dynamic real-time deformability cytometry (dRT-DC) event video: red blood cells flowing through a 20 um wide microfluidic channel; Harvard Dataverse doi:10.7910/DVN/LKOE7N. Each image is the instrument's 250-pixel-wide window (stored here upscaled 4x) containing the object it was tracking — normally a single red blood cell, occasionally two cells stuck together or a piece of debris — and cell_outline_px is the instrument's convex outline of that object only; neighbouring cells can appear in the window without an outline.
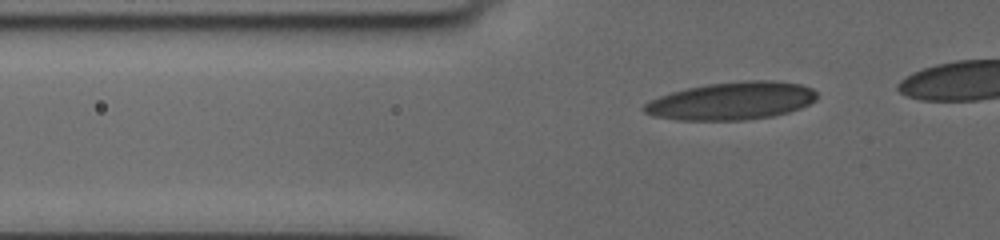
{"species": "human", "species_latin": "Homo sapiens", "temperature_condition": "cold", "stored_images_in_passage": 50, "camera_frame_rate_fps": 3000, "um_per_image_px": 0.085, "donor": {"sex": "female"}, "frame": {"image": 1, "passage_image": 18, "time_ms": 5.667, "image_size_px": [1000, 240], "cell_outline_px": [[816, 100], [800, 108], [788, 112], [772, 116], [744, 120], [676, 120], [652, 116], [644, 112], [640, 108], [648, 100], [672, 92], [688, 88], [708, 84], [748, 80], [776, 80], [800, 84], [812, 88], [816, 92]], "centroid_in_image_um": [62.16, 8.58], "position_along_channel_um": 63.6, "area_um2": 38.15}}
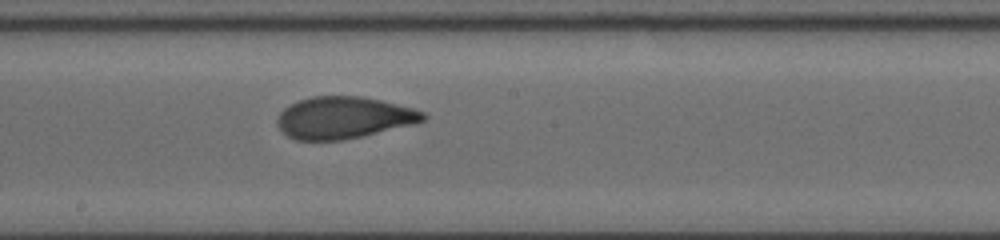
{"frame": {"image": 2, "passage_image": 32, "time_ms": 10.333, "image_size_px": [1000, 240], "cell_outline_px": [[428, 116], [424, 120], [412, 124], [344, 140], [296, 140], [280, 132], [276, 124], [276, 120], [280, 112], [284, 108], [300, 100], [312, 96], [360, 96], [380, 100], [412, 108], [424, 112]], "centroid_in_image_um": [29.16, 10.0], "position_along_channel_um": 219.0, "area_um2": 35.43}}
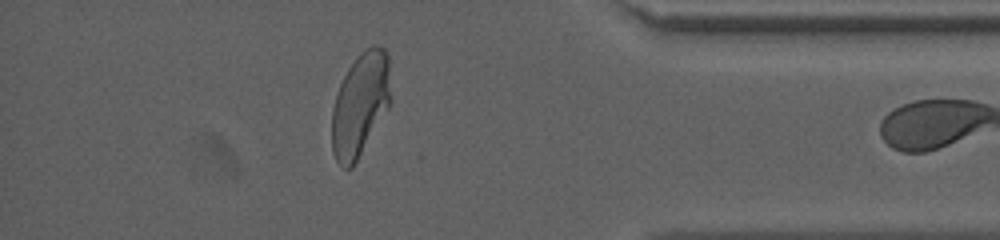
{"frame": {"image": 3, "passage_image": 49, "time_ms": 16.0, "image_size_px": [1000, 240], "cell_outline_px": [[392, 100], [388, 108], [352, 168], [344, 168], [336, 160], [332, 148], [332, 108], [340, 84], [348, 68], [356, 56], [360, 52], [372, 44], [380, 44], [388, 52]], "centroid_in_image_um": [30.65, 8.81], "position_along_channel_um": 404.6, "area_um2": 35.78}}